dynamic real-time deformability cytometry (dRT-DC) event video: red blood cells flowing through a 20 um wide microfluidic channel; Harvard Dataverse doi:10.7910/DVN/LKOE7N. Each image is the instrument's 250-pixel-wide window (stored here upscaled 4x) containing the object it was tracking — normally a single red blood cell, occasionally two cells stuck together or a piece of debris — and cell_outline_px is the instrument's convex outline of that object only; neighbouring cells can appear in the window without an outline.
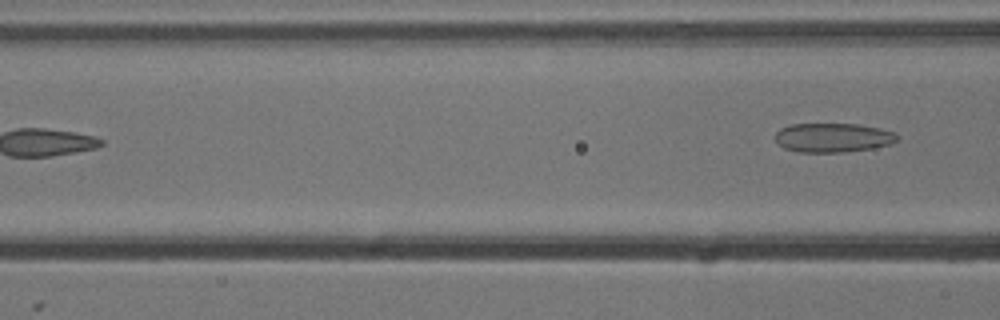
{"species": "common noctule bat (a hibernating species)", "species_latin": "Nyctalus noctula", "temperature_condition": "cold", "stored_images_in_passage": 5, "camera_frame_rate_fps": 3000, "um_per_image_px": 0.085, "animal": {"sex": "male", "body_mass_g": 13.3}, "frame": {"image": 1, "passage_image": 5, "time_ms": 1.333, "image_size_px": [1000, 320], "cell_outline_px": [[900, 136], [896, 140], [888, 144], [872, 148], [844, 152], [796, 152], [784, 148], [776, 140], [776, 132], [780, 128], [792, 124], [856, 124], [880, 128], [892, 132]], "centroid_in_image_um": [70.77, 11.7], "position_along_channel_um": 95.8, "area_um2": 20.58}}